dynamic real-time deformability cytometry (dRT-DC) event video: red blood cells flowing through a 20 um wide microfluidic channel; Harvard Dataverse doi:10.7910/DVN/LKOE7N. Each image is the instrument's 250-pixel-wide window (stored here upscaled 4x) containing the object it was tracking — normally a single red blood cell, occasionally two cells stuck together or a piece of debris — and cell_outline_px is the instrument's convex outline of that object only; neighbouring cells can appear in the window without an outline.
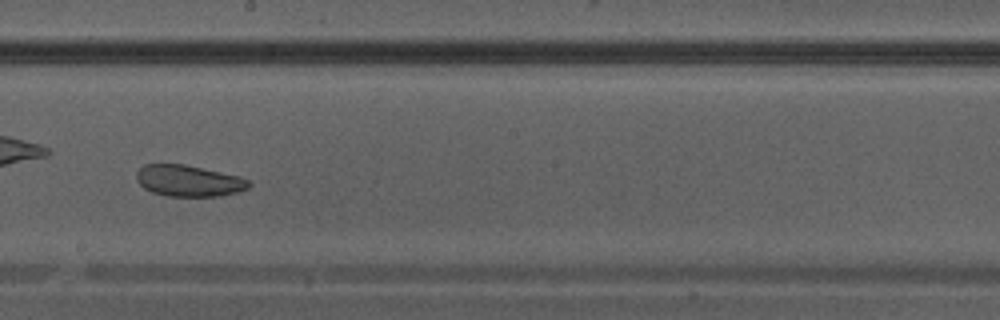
{"species": "Egyptian fruit bat (a non-hibernating species)", "species_latin": "Rousettus aegyptiacus", "temperature_condition": "warm", "stored_images_in_passage": 41, "camera_frame_rate_fps": 3000, "um_per_image_px": 0.085, "animal": {"sex": "male"}, "frame": {"image": 1, "passage_image": 24, "time_ms": 7.667, "image_size_px": [1000, 320], "cell_outline_px": [[252, 184], [248, 188], [236, 192], [220, 196], [168, 196], [152, 192], [144, 188], [136, 180], [136, 172], [144, 164], [184, 164], [240, 176], [248, 180]], "centroid_in_image_um": [16.03, 15.36], "position_along_channel_um": 232.2, "area_um2": 20.52}}